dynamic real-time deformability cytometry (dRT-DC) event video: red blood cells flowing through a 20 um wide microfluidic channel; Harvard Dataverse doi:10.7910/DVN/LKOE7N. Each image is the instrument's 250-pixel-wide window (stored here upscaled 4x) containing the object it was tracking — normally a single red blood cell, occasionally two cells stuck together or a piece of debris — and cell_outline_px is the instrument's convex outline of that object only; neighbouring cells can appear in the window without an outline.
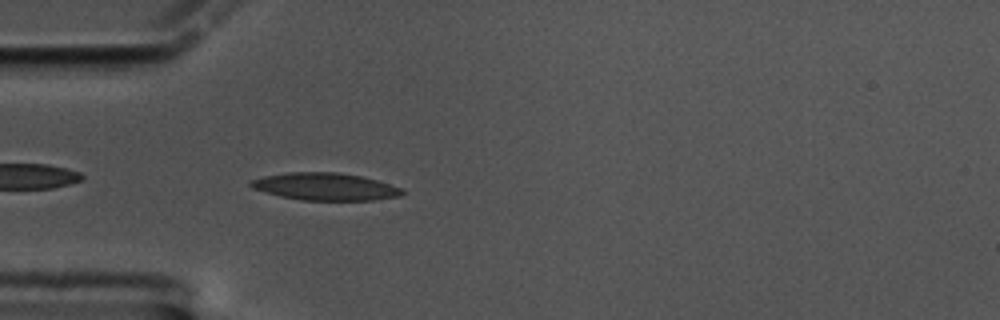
{"species": "common noctule bat (a hibernating species)", "species_latin": "Nyctalus noctula", "temperature_condition": "cold", "stored_images_in_passage": 45, "camera_frame_rate_fps": 3000, "um_per_image_px": 0.085, "animal": {"sex": "male", "body_mass_g": 17.5, "forearm_length_mm": 52.3}, "frame": {"image": 1, "passage_image": 3, "time_ms": 0.667, "image_size_px": [1000, 320], "cell_outline_px": [[404, 192], [400, 196], [372, 200], [300, 200], [280, 196], [252, 188], [248, 184], [252, 180], [264, 176], [288, 172], [336, 172], [360, 176], [376, 180], [404, 188]], "centroid_in_image_um": [27.65, 15.86], "position_along_channel_um": 57.4, "area_um2": 24.04}}
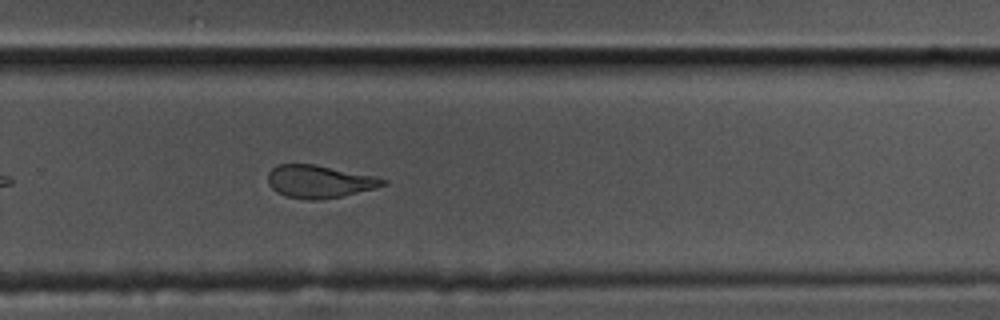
{"frame": {"image": 2, "passage_image": 25, "time_ms": 8.0, "image_size_px": [1000, 320], "cell_outline_px": [[388, 184], [376, 188], [340, 196], [320, 200], [308, 200], [284, 196], [276, 192], [268, 184], [268, 172], [272, 168], [280, 164], [316, 164], [376, 176], [388, 180]], "centroid_in_image_um": [27.15, 15.43], "position_along_channel_um": 302.7, "area_um2": 22.14}}
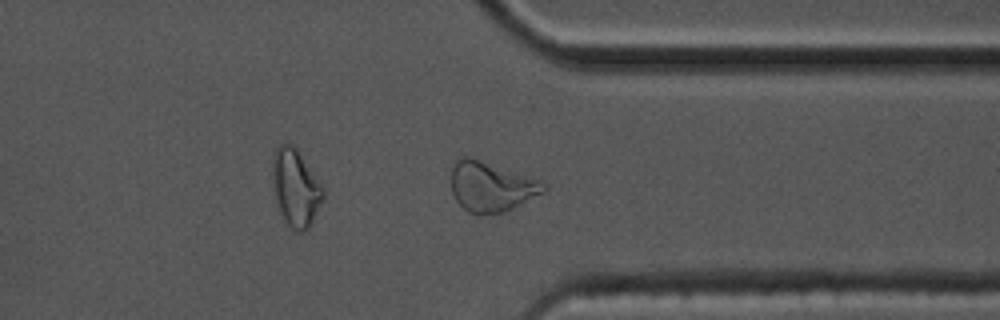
{"frame": {"image": 3, "passage_image": 31, "time_ms": 10.0, "image_size_px": [1000, 320], "cell_outline_px": [[548, 188], [544, 192], [512, 208], [500, 212], [476, 216], [468, 212], [456, 200], [452, 192], [452, 164], [460, 156], [468, 156], [540, 180], [548, 184]], "centroid_in_image_um": [41.74, 15.87], "position_along_channel_um": 369.7, "area_um2": 26.76}, "authors_computed_cell_mechanics": {"area_um2": 23.0622, "velocity_mm_per_s": 3.407, "shape_relaxation_time_tau1_ms": 5.1411, "shape_relaxation_time_tau2_ms": 2.8069, "deformation_change_tau1": 0.1922, "deformation_change_tau2": 0.1148}}